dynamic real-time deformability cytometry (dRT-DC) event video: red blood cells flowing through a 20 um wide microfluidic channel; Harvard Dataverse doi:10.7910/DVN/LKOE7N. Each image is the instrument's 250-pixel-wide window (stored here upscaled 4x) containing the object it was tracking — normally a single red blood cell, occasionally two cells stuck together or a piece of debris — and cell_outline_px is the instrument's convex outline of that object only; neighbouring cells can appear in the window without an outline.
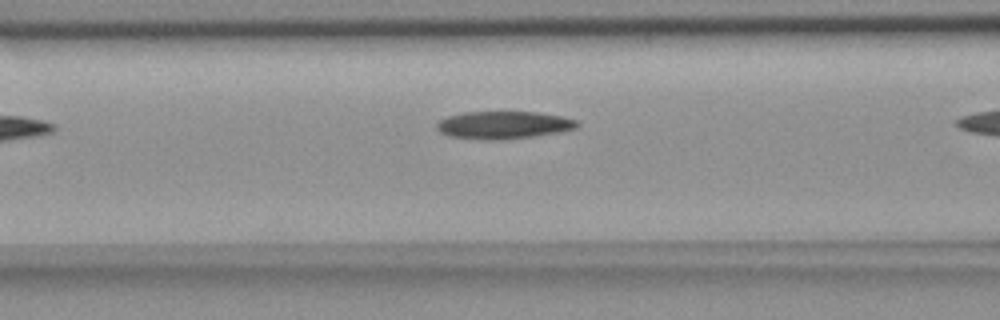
{"species": "common noctule bat (a hibernating species)", "species_latin": "Nyctalus noctula", "temperature_condition": "room temperature", "stored_images_in_passage": 7, "camera_frame_rate_fps": 3000, "um_per_image_px": 0.085, "animal": {"sex": "female", "body_mass_g": 18.4}, "frame": {"image": 1, "passage_image": 6, "time_ms": 8.333, "image_size_px": [1000, 320], "cell_outline_px": [[580, 124], [576, 128], [560, 132], [536, 136], [500, 140], [484, 140], [448, 136], [440, 132], [436, 128], [436, 124], [440, 120], [448, 116], [464, 112], [536, 112], [564, 116], [576, 120]], "centroid_in_image_um": [42.81, 10.63], "position_along_channel_um": 123.8, "area_um2": 22.77}}